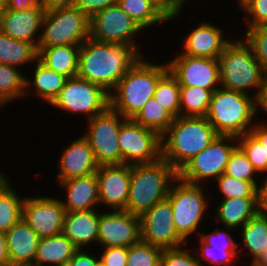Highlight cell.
Returning <instances> with one entry per match:
<instances>
[{
	"label": "cell",
	"instance_id": "d6a6232c",
	"mask_svg": "<svg viewBox=\"0 0 267 266\" xmlns=\"http://www.w3.org/2000/svg\"><path fill=\"white\" fill-rule=\"evenodd\" d=\"M26 75L20 68L0 64V109L14 100L23 99Z\"/></svg>",
	"mask_w": 267,
	"mask_h": 266
},
{
	"label": "cell",
	"instance_id": "3957f363",
	"mask_svg": "<svg viewBox=\"0 0 267 266\" xmlns=\"http://www.w3.org/2000/svg\"><path fill=\"white\" fill-rule=\"evenodd\" d=\"M217 136L205 117L179 116L161 136L162 158L178 172Z\"/></svg>",
	"mask_w": 267,
	"mask_h": 266
},
{
	"label": "cell",
	"instance_id": "6f0895ef",
	"mask_svg": "<svg viewBox=\"0 0 267 266\" xmlns=\"http://www.w3.org/2000/svg\"><path fill=\"white\" fill-rule=\"evenodd\" d=\"M250 264L252 266H267V247Z\"/></svg>",
	"mask_w": 267,
	"mask_h": 266
},
{
	"label": "cell",
	"instance_id": "8d00e7d4",
	"mask_svg": "<svg viewBox=\"0 0 267 266\" xmlns=\"http://www.w3.org/2000/svg\"><path fill=\"white\" fill-rule=\"evenodd\" d=\"M224 173L239 180L250 181L255 186L260 181V175L239 146L231 153Z\"/></svg>",
	"mask_w": 267,
	"mask_h": 266
},
{
	"label": "cell",
	"instance_id": "ffe728a7",
	"mask_svg": "<svg viewBox=\"0 0 267 266\" xmlns=\"http://www.w3.org/2000/svg\"><path fill=\"white\" fill-rule=\"evenodd\" d=\"M58 160L56 183L96 173V164L93 151L88 140L81 135L62 150Z\"/></svg>",
	"mask_w": 267,
	"mask_h": 266
},
{
	"label": "cell",
	"instance_id": "83f0119b",
	"mask_svg": "<svg viewBox=\"0 0 267 266\" xmlns=\"http://www.w3.org/2000/svg\"><path fill=\"white\" fill-rule=\"evenodd\" d=\"M79 49L72 45L37 47L38 59L49 69L71 78L77 76Z\"/></svg>",
	"mask_w": 267,
	"mask_h": 266
},
{
	"label": "cell",
	"instance_id": "44dd1931",
	"mask_svg": "<svg viewBox=\"0 0 267 266\" xmlns=\"http://www.w3.org/2000/svg\"><path fill=\"white\" fill-rule=\"evenodd\" d=\"M224 33V28L203 21L184 36L182 54L217 59L231 41Z\"/></svg>",
	"mask_w": 267,
	"mask_h": 266
},
{
	"label": "cell",
	"instance_id": "8992f818",
	"mask_svg": "<svg viewBox=\"0 0 267 266\" xmlns=\"http://www.w3.org/2000/svg\"><path fill=\"white\" fill-rule=\"evenodd\" d=\"M257 99L243 92L216 89L205 118L222 136L239 137L256 124Z\"/></svg>",
	"mask_w": 267,
	"mask_h": 266
},
{
	"label": "cell",
	"instance_id": "7bdbcfd3",
	"mask_svg": "<svg viewBox=\"0 0 267 266\" xmlns=\"http://www.w3.org/2000/svg\"><path fill=\"white\" fill-rule=\"evenodd\" d=\"M243 36L251 46L256 59L267 72V26H259L246 30Z\"/></svg>",
	"mask_w": 267,
	"mask_h": 266
},
{
	"label": "cell",
	"instance_id": "8fae6325",
	"mask_svg": "<svg viewBox=\"0 0 267 266\" xmlns=\"http://www.w3.org/2000/svg\"><path fill=\"white\" fill-rule=\"evenodd\" d=\"M127 119L108 107L103 113L86 121L82 134L89 142L98 166L121 164V150L118 134Z\"/></svg>",
	"mask_w": 267,
	"mask_h": 266
},
{
	"label": "cell",
	"instance_id": "836d02e7",
	"mask_svg": "<svg viewBox=\"0 0 267 266\" xmlns=\"http://www.w3.org/2000/svg\"><path fill=\"white\" fill-rule=\"evenodd\" d=\"M215 90L180 86V116L205 117Z\"/></svg>",
	"mask_w": 267,
	"mask_h": 266
},
{
	"label": "cell",
	"instance_id": "d4e9b609",
	"mask_svg": "<svg viewBox=\"0 0 267 266\" xmlns=\"http://www.w3.org/2000/svg\"><path fill=\"white\" fill-rule=\"evenodd\" d=\"M34 64L32 80L26 76L24 98L26 99L28 95L34 94L40 100L47 101L46 103L50 105L58 96L68 78L49 69L39 59ZM32 86L33 90L30 89Z\"/></svg>",
	"mask_w": 267,
	"mask_h": 266
},
{
	"label": "cell",
	"instance_id": "c3c4849f",
	"mask_svg": "<svg viewBox=\"0 0 267 266\" xmlns=\"http://www.w3.org/2000/svg\"><path fill=\"white\" fill-rule=\"evenodd\" d=\"M118 0H73V7L78 8L89 19L101 10L116 5Z\"/></svg>",
	"mask_w": 267,
	"mask_h": 266
},
{
	"label": "cell",
	"instance_id": "4dcf8cb0",
	"mask_svg": "<svg viewBox=\"0 0 267 266\" xmlns=\"http://www.w3.org/2000/svg\"><path fill=\"white\" fill-rule=\"evenodd\" d=\"M8 177L0 186V231L6 233L22 219L25 197L14 191Z\"/></svg>",
	"mask_w": 267,
	"mask_h": 266
},
{
	"label": "cell",
	"instance_id": "db71d44e",
	"mask_svg": "<svg viewBox=\"0 0 267 266\" xmlns=\"http://www.w3.org/2000/svg\"><path fill=\"white\" fill-rule=\"evenodd\" d=\"M40 5L45 12H48L58 8L71 7L73 5V0H41Z\"/></svg>",
	"mask_w": 267,
	"mask_h": 266
},
{
	"label": "cell",
	"instance_id": "74e56055",
	"mask_svg": "<svg viewBox=\"0 0 267 266\" xmlns=\"http://www.w3.org/2000/svg\"><path fill=\"white\" fill-rule=\"evenodd\" d=\"M237 141L257 173L267 176V152L261 142L251 132L237 137Z\"/></svg>",
	"mask_w": 267,
	"mask_h": 266
},
{
	"label": "cell",
	"instance_id": "d6986e66",
	"mask_svg": "<svg viewBox=\"0 0 267 266\" xmlns=\"http://www.w3.org/2000/svg\"><path fill=\"white\" fill-rule=\"evenodd\" d=\"M44 14L45 10L40 4L23 10H11L5 7L0 31L13 39L32 43L37 48Z\"/></svg>",
	"mask_w": 267,
	"mask_h": 266
},
{
	"label": "cell",
	"instance_id": "7c38bea8",
	"mask_svg": "<svg viewBox=\"0 0 267 266\" xmlns=\"http://www.w3.org/2000/svg\"><path fill=\"white\" fill-rule=\"evenodd\" d=\"M89 26L90 38L95 41L130 45L142 55L135 36L144 30L118 4L93 15Z\"/></svg>",
	"mask_w": 267,
	"mask_h": 266
},
{
	"label": "cell",
	"instance_id": "f6af8a7d",
	"mask_svg": "<svg viewBox=\"0 0 267 266\" xmlns=\"http://www.w3.org/2000/svg\"><path fill=\"white\" fill-rule=\"evenodd\" d=\"M216 230H214L213 232H209V233H203V232H199V236L198 238L205 244H207L208 246H219V247H225L228 250L232 251L238 258L240 257L239 255V251L237 248L238 244L234 239L232 233L229 232V230H235L233 228L230 227H225L223 228V230H220L219 228L217 229L215 227ZM224 229H229V230H225Z\"/></svg>",
	"mask_w": 267,
	"mask_h": 266
},
{
	"label": "cell",
	"instance_id": "9f6ffc18",
	"mask_svg": "<svg viewBox=\"0 0 267 266\" xmlns=\"http://www.w3.org/2000/svg\"><path fill=\"white\" fill-rule=\"evenodd\" d=\"M259 112H264L267 115V75L261 93L257 99V113ZM264 122H267V120H264Z\"/></svg>",
	"mask_w": 267,
	"mask_h": 266
},
{
	"label": "cell",
	"instance_id": "94428289",
	"mask_svg": "<svg viewBox=\"0 0 267 266\" xmlns=\"http://www.w3.org/2000/svg\"><path fill=\"white\" fill-rule=\"evenodd\" d=\"M96 266H107L101 259L97 261Z\"/></svg>",
	"mask_w": 267,
	"mask_h": 266
},
{
	"label": "cell",
	"instance_id": "7a4b0ae2",
	"mask_svg": "<svg viewBox=\"0 0 267 266\" xmlns=\"http://www.w3.org/2000/svg\"><path fill=\"white\" fill-rule=\"evenodd\" d=\"M141 56L109 93V107L132 119L154 96L159 79L169 70L167 63L154 64Z\"/></svg>",
	"mask_w": 267,
	"mask_h": 266
},
{
	"label": "cell",
	"instance_id": "9c48e42d",
	"mask_svg": "<svg viewBox=\"0 0 267 266\" xmlns=\"http://www.w3.org/2000/svg\"><path fill=\"white\" fill-rule=\"evenodd\" d=\"M237 146V137L218 135L177 172L178 177L191 184L205 185L211 179L214 182L225 172L229 157Z\"/></svg>",
	"mask_w": 267,
	"mask_h": 266
},
{
	"label": "cell",
	"instance_id": "f5cc1de1",
	"mask_svg": "<svg viewBox=\"0 0 267 266\" xmlns=\"http://www.w3.org/2000/svg\"><path fill=\"white\" fill-rule=\"evenodd\" d=\"M41 0H5V7L11 10H23L40 4Z\"/></svg>",
	"mask_w": 267,
	"mask_h": 266
},
{
	"label": "cell",
	"instance_id": "60d3db41",
	"mask_svg": "<svg viewBox=\"0 0 267 266\" xmlns=\"http://www.w3.org/2000/svg\"><path fill=\"white\" fill-rule=\"evenodd\" d=\"M163 249L145 242L128 247L127 266H161Z\"/></svg>",
	"mask_w": 267,
	"mask_h": 266
},
{
	"label": "cell",
	"instance_id": "ee69618b",
	"mask_svg": "<svg viewBox=\"0 0 267 266\" xmlns=\"http://www.w3.org/2000/svg\"><path fill=\"white\" fill-rule=\"evenodd\" d=\"M186 249L185 245L178 248L163 249L161 266H201L195 251Z\"/></svg>",
	"mask_w": 267,
	"mask_h": 266
},
{
	"label": "cell",
	"instance_id": "277c9868",
	"mask_svg": "<svg viewBox=\"0 0 267 266\" xmlns=\"http://www.w3.org/2000/svg\"><path fill=\"white\" fill-rule=\"evenodd\" d=\"M217 59L222 88L248 95L252 92L253 97L258 99L267 72L243 37L235 41L231 39Z\"/></svg>",
	"mask_w": 267,
	"mask_h": 266
},
{
	"label": "cell",
	"instance_id": "ab89813d",
	"mask_svg": "<svg viewBox=\"0 0 267 266\" xmlns=\"http://www.w3.org/2000/svg\"><path fill=\"white\" fill-rule=\"evenodd\" d=\"M199 245L194 250L198 261L201 266H206L202 262L209 263V266H235V261L239 262L240 259L230 250L225 247L208 246L198 238ZM198 248V249H197ZM239 259V260H238ZM238 260V261H237Z\"/></svg>",
	"mask_w": 267,
	"mask_h": 266
},
{
	"label": "cell",
	"instance_id": "ba28073f",
	"mask_svg": "<svg viewBox=\"0 0 267 266\" xmlns=\"http://www.w3.org/2000/svg\"><path fill=\"white\" fill-rule=\"evenodd\" d=\"M90 19L76 7L45 12L37 47L80 46L90 37Z\"/></svg>",
	"mask_w": 267,
	"mask_h": 266
},
{
	"label": "cell",
	"instance_id": "681fc988",
	"mask_svg": "<svg viewBox=\"0 0 267 266\" xmlns=\"http://www.w3.org/2000/svg\"><path fill=\"white\" fill-rule=\"evenodd\" d=\"M85 250V251H84ZM89 249H77L71 258V260L67 263L66 266H96L97 261L100 259L97 253L89 254Z\"/></svg>",
	"mask_w": 267,
	"mask_h": 266
},
{
	"label": "cell",
	"instance_id": "d590c367",
	"mask_svg": "<svg viewBox=\"0 0 267 266\" xmlns=\"http://www.w3.org/2000/svg\"><path fill=\"white\" fill-rule=\"evenodd\" d=\"M154 97L175 118L180 116V85L169 70L159 79Z\"/></svg>",
	"mask_w": 267,
	"mask_h": 266
},
{
	"label": "cell",
	"instance_id": "e575fe53",
	"mask_svg": "<svg viewBox=\"0 0 267 266\" xmlns=\"http://www.w3.org/2000/svg\"><path fill=\"white\" fill-rule=\"evenodd\" d=\"M117 4L143 30L167 21L149 0H118Z\"/></svg>",
	"mask_w": 267,
	"mask_h": 266
},
{
	"label": "cell",
	"instance_id": "30bf717a",
	"mask_svg": "<svg viewBox=\"0 0 267 266\" xmlns=\"http://www.w3.org/2000/svg\"><path fill=\"white\" fill-rule=\"evenodd\" d=\"M64 113L86 116L88 121L109 107V93L101 86L79 76L68 78L58 96L50 104Z\"/></svg>",
	"mask_w": 267,
	"mask_h": 266
},
{
	"label": "cell",
	"instance_id": "f907efd6",
	"mask_svg": "<svg viewBox=\"0 0 267 266\" xmlns=\"http://www.w3.org/2000/svg\"><path fill=\"white\" fill-rule=\"evenodd\" d=\"M256 186V203L258 215L267 217V176H261Z\"/></svg>",
	"mask_w": 267,
	"mask_h": 266
},
{
	"label": "cell",
	"instance_id": "4316f807",
	"mask_svg": "<svg viewBox=\"0 0 267 266\" xmlns=\"http://www.w3.org/2000/svg\"><path fill=\"white\" fill-rule=\"evenodd\" d=\"M215 208V219L224 227L240 229L257 213L256 198L222 199Z\"/></svg>",
	"mask_w": 267,
	"mask_h": 266
},
{
	"label": "cell",
	"instance_id": "603a6c76",
	"mask_svg": "<svg viewBox=\"0 0 267 266\" xmlns=\"http://www.w3.org/2000/svg\"><path fill=\"white\" fill-rule=\"evenodd\" d=\"M100 215V209L66 212L62 233L77 249H91L90 243L97 244Z\"/></svg>",
	"mask_w": 267,
	"mask_h": 266
},
{
	"label": "cell",
	"instance_id": "6125c7cd",
	"mask_svg": "<svg viewBox=\"0 0 267 266\" xmlns=\"http://www.w3.org/2000/svg\"><path fill=\"white\" fill-rule=\"evenodd\" d=\"M181 2L183 3V5H185V2H187V0H181Z\"/></svg>",
	"mask_w": 267,
	"mask_h": 266
},
{
	"label": "cell",
	"instance_id": "1f68e13d",
	"mask_svg": "<svg viewBox=\"0 0 267 266\" xmlns=\"http://www.w3.org/2000/svg\"><path fill=\"white\" fill-rule=\"evenodd\" d=\"M175 117L153 96L136 113L132 120L162 136L174 122Z\"/></svg>",
	"mask_w": 267,
	"mask_h": 266
},
{
	"label": "cell",
	"instance_id": "11a10c76",
	"mask_svg": "<svg viewBox=\"0 0 267 266\" xmlns=\"http://www.w3.org/2000/svg\"><path fill=\"white\" fill-rule=\"evenodd\" d=\"M0 266H10L6 235L0 231Z\"/></svg>",
	"mask_w": 267,
	"mask_h": 266
},
{
	"label": "cell",
	"instance_id": "f35d334b",
	"mask_svg": "<svg viewBox=\"0 0 267 266\" xmlns=\"http://www.w3.org/2000/svg\"><path fill=\"white\" fill-rule=\"evenodd\" d=\"M221 199L256 198V186L250 181L233 178L225 173L215 180Z\"/></svg>",
	"mask_w": 267,
	"mask_h": 266
},
{
	"label": "cell",
	"instance_id": "9a60e30c",
	"mask_svg": "<svg viewBox=\"0 0 267 266\" xmlns=\"http://www.w3.org/2000/svg\"><path fill=\"white\" fill-rule=\"evenodd\" d=\"M168 60V69L176 77L180 86H194L216 90L221 87L218 59L175 55Z\"/></svg>",
	"mask_w": 267,
	"mask_h": 266
},
{
	"label": "cell",
	"instance_id": "6da1fadb",
	"mask_svg": "<svg viewBox=\"0 0 267 266\" xmlns=\"http://www.w3.org/2000/svg\"><path fill=\"white\" fill-rule=\"evenodd\" d=\"M143 55L133 46L88 38L80 45L77 76L110 93Z\"/></svg>",
	"mask_w": 267,
	"mask_h": 266
},
{
	"label": "cell",
	"instance_id": "680465c9",
	"mask_svg": "<svg viewBox=\"0 0 267 266\" xmlns=\"http://www.w3.org/2000/svg\"><path fill=\"white\" fill-rule=\"evenodd\" d=\"M7 178V175L3 174V172H0V186Z\"/></svg>",
	"mask_w": 267,
	"mask_h": 266
},
{
	"label": "cell",
	"instance_id": "f546056e",
	"mask_svg": "<svg viewBox=\"0 0 267 266\" xmlns=\"http://www.w3.org/2000/svg\"><path fill=\"white\" fill-rule=\"evenodd\" d=\"M37 59L38 50L32 43L13 39L0 31V64L20 68Z\"/></svg>",
	"mask_w": 267,
	"mask_h": 266
},
{
	"label": "cell",
	"instance_id": "e0dca14e",
	"mask_svg": "<svg viewBox=\"0 0 267 266\" xmlns=\"http://www.w3.org/2000/svg\"><path fill=\"white\" fill-rule=\"evenodd\" d=\"M101 211L97 243L100 247H130L141 241L140 218L125 210Z\"/></svg>",
	"mask_w": 267,
	"mask_h": 266
},
{
	"label": "cell",
	"instance_id": "52a82bcc",
	"mask_svg": "<svg viewBox=\"0 0 267 266\" xmlns=\"http://www.w3.org/2000/svg\"><path fill=\"white\" fill-rule=\"evenodd\" d=\"M204 187L205 185L191 184L177 177L168 192L167 199L171 204L177 233L186 243L193 234L199 235V226H202L203 217H206L210 207V199L207 198L209 194Z\"/></svg>",
	"mask_w": 267,
	"mask_h": 266
},
{
	"label": "cell",
	"instance_id": "816d5d0a",
	"mask_svg": "<svg viewBox=\"0 0 267 266\" xmlns=\"http://www.w3.org/2000/svg\"><path fill=\"white\" fill-rule=\"evenodd\" d=\"M257 122L252 127L250 132L261 142L267 152V122H264L262 120H257Z\"/></svg>",
	"mask_w": 267,
	"mask_h": 266
},
{
	"label": "cell",
	"instance_id": "5bb4252c",
	"mask_svg": "<svg viewBox=\"0 0 267 266\" xmlns=\"http://www.w3.org/2000/svg\"><path fill=\"white\" fill-rule=\"evenodd\" d=\"M173 217L171 204L167 198L156 203L139 217L141 241L162 249L187 245L178 235Z\"/></svg>",
	"mask_w": 267,
	"mask_h": 266
},
{
	"label": "cell",
	"instance_id": "7dc6e473",
	"mask_svg": "<svg viewBox=\"0 0 267 266\" xmlns=\"http://www.w3.org/2000/svg\"><path fill=\"white\" fill-rule=\"evenodd\" d=\"M156 10L169 22L180 16L184 8L181 0H149Z\"/></svg>",
	"mask_w": 267,
	"mask_h": 266
},
{
	"label": "cell",
	"instance_id": "ac0fdd59",
	"mask_svg": "<svg viewBox=\"0 0 267 266\" xmlns=\"http://www.w3.org/2000/svg\"><path fill=\"white\" fill-rule=\"evenodd\" d=\"M99 206L111 210H125L130 187V165H103L96 171ZM109 207V208H108Z\"/></svg>",
	"mask_w": 267,
	"mask_h": 266
},
{
	"label": "cell",
	"instance_id": "4fadbf2b",
	"mask_svg": "<svg viewBox=\"0 0 267 266\" xmlns=\"http://www.w3.org/2000/svg\"><path fill=\"white\" fill-rule=\"evenodd\" d=\"M118 142L121 150V164L134 165L152 163L162 157L161 136L132 119L120 127Z\"/></svg>",
	"mask_w": 267,
	"mask_h": 266
},
{
	"label": "cell",
	"instance_id": "cb8c5ba5",
	"mask_svg": "<svg viewBox=\"0 0 267 266\" xmlns=\"http://www.w3.org/2000/svg\"><path fill=\"white\" fill-rule=\"evenodd\" d=\"M5 235L10 266H34L40 240L38 234L21 219Z\"/></svg>",
	"mask_w": 267,
	"mask_h": 266
},
{
	"label": "cell",
	"instance_id": "91938a15",
	"mask_svg": "<svg viewBox=\"0 0 267 266\" xmlns=\"http://www.w3.org/2000/svg\"><path fill=\"white\" fill-rule=\"evenodd\" d=\"M4 8H5V2H0V23Z\"/></svg>",
	"mask_w": 267,
	"mask_h": 266
},
{
	"label": "cell",
	"instance_id": "7402d4cb",
	"mask_svg": "<svg viewBox=\"0 0 267 266\" xmlns=\"http://www.w3.org/2000/svg\"><path fill=\"white\" fill-rule=\"evenodd\" d=\"M57 186L66 192V200L60 199L66 212L93 210L99 206L96 173L61 181Z\"/></svg>",
	"mask_w": 267,
	"mask_h": 266
},
{
	"label": "cell",
	"instance_id": "f1b7e54d",
	"mask_svg": "<svg viewBox=\"0 0 267 266\" xmlns=\"http://www.w3.org/2000/svg\"><path fill=\"white\" fill-rule=\"evenodd\" d=\"M240 229V238L242 240L240 242L243 245L241 247V244H238V247H240L238 248L239 255L242 259L243 251L246 250V255L251 256L249 261L252 262L267 247V217L257 214Z\"/></svg>",
	"mask_w": 267,
	"mask_h": 266
},
{
	"label": "cell",
	"instance_id": "bcb514c9",
	"mask_svg": "<svg viewBox=\"0 0 267 266\" xmlns=\"http://www.w3.org/2000/svg\"><path fill=\"white\" fill-rule=\"evenodd\" d=\"M99 258L107 266H127L128 247H102Z\"/></svg>",
	"mask_w": 267,
	"mask_h": 266
},
{
	"label": "cell",
	"instance_id": "5b68a950",
	"mask_svg": "<svg viewBox=\"0 0 267 266\" xmlns=\"http://www.w3.org/2000/svg\"><path fill=\"white\" fill-rule=\"evenodd\" d=\"M177 171L162 157L152 163L130 165V187L126 212L141 216L168 197Z\"/></svg>",
	"mask_w": 267,
	"mask_h": 266
},
{
	"label": "cell",
	"instance_id": "484cf974",
	"mask_svg": "<svg viewBox=\"0 0 267 266\" xmlns=\"http://www.w3.org/2000/svg\"><path fill=\"white\" fill-rule=\"evenodd\" d=\"M77 248L63 234L42 237L34 258V266H66Z\"/></svg>",
	"mask_w": 267,
	"mask_h": 266
},
{
	"label": "cell",
	"instance_id": "b9f144b4",
	"mask_svg": "<svg viewBox=\"0 0 267 266\" xmlns=\"http://www.w3.org/2000/svg\"><path fill=\"white\" fill-rule=\"evenodd\" d=\"M237 5L245 14L247 30L267 26V0H241Z\"/></svg>",
	"mask_w": 267,
	"mask_h": 266
},
{
	"label": "cell",
	"instance_id": "2e32d148",
	"mask_svg": "<svg viewBox=\"0 0 267 266\" xmlns=\"http://www.w3.org/2000/svg\"><path fill=\"white\" fill-rule=\"evenodd\" d=\"M65 208L60 199L41 196L25 197L22 207V220L38 234L40 238L62 233Z\"/></svg>",
	"mask_w": 267,
	"mask_h": 266
}]
</instances>
